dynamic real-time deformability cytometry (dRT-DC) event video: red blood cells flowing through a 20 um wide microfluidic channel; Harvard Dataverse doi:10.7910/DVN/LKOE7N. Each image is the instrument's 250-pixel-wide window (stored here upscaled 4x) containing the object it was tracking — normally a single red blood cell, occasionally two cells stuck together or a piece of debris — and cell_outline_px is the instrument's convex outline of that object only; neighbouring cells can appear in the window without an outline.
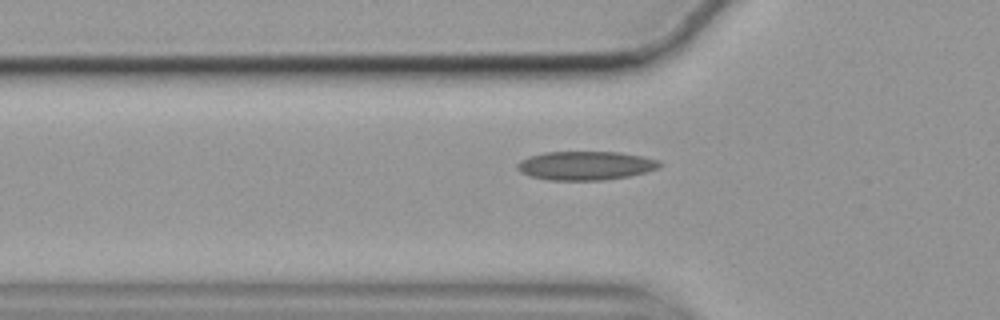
{"species": "common noctule bat (a hibernating species)", "species_latin": "Nyctalus noctula", "temperature_condition": "cold", "stored_images_in_passage": 39, "camera_frame_rate_fps": 3000, "um_per_image_px": 0.085, "animal": {"sex": "female", "body_mass_g": 19.9}, "frame": {"image": 1, "passage_image": 7, "time_ms": 2.0, "image_size_px": [1000, 320], "cell_outline_px": [[664, 164], [660, 168], [648, 172], [628, 176], [600, 180], [548, 180], [532, 176], [520, 172], [516, 168], [516, 164], [520, 160], [528, 156], [544, 152], [620, 152], [660, 160]], "centroid_in_image_um": [49.79, 14.07], "position_along_channel_um": 76.0, "area_um2": 24.04}}
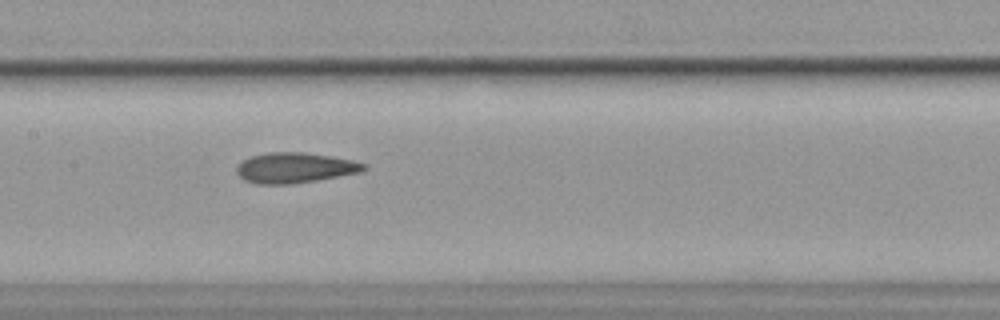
{"frame": {"image": 2, "passage_image": 16, "time_ms": 5.0, "image_size_px": [1000, 320], "cell_outline_px": [[368, 168], [360, 172], [316, 180], [288, 184], [256, 184], [244, 180], [236, 172], [236, 168], [244, 160], [252, 156], [268, 152], [304, 152], [332, 156], [352, 160], [368, 164]], "centroid_in_image_um": [25.09, 14.26], "position_along_channel_um": 182.3, "area_um2": 22.43}}
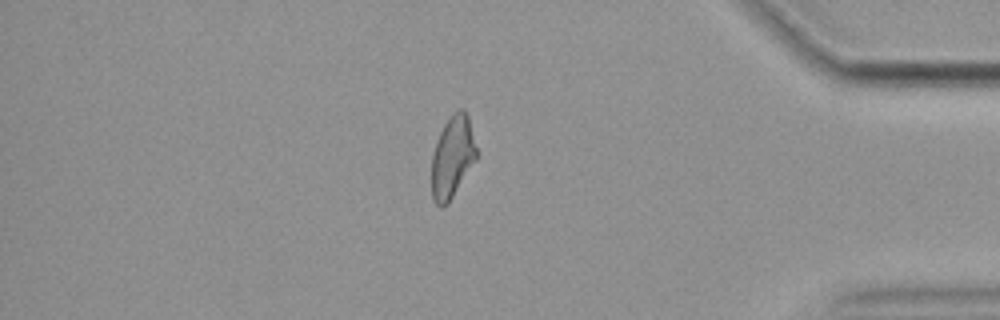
{"frame": {"image": 3, "passage_image": 37, "time_ms": 12.0, "image_size_px": [1000, 320], "cell_outline_px": [[476, 160], [448, 204], [440, 208], [432, 200], [432, 152], [440, 132], [444, 124], [460, 108], [464, 108], [468, 116], [476, 148]], "centroid_in_image_um": [38.44, 13.39], "position_along_channel_um": 396.8, "area_um2": 21.21}}